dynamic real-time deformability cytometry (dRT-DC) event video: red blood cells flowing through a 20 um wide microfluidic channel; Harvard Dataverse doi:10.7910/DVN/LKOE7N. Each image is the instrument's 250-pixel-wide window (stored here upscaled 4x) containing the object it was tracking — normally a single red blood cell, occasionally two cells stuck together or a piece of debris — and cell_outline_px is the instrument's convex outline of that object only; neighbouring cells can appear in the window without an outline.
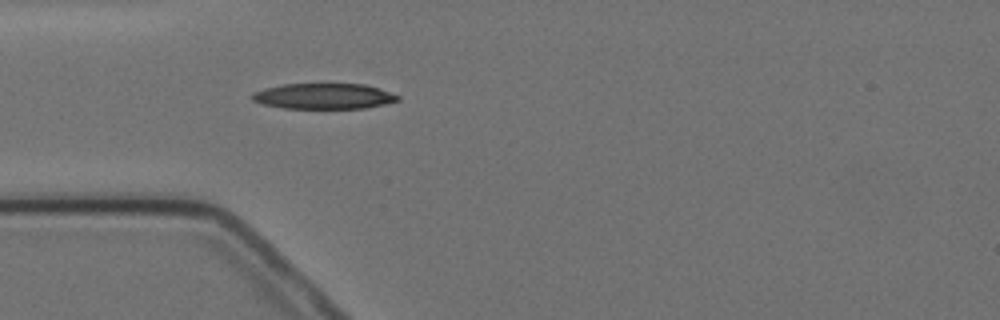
{"species": "Egyptian fruit bat (a non-hibernating species)", "species_latin": "Rousettus aegyptiacus", "temperature_condition": "cold", "stored_images_in_passage": 4, "camera_frame_rate_fps": 3000, "um_per_image_px": 0.085, "animal": {"sex": "female"}, "frame": {"image": 1, "passage_image": 4, "time_ms": 3.667, "image_size_px": [1000, 320], "cell_outline_px": [[400, 100], [384, 104], [364, 108], [284, 108], [264, 104], [252, 100], [252, 92], [264, 88], [280, 84], [364, 84], [380, 88], [400, 96]], "centroid_in_image_um": [27.52, 8.17], "position_along_channel_um": 57.5, "area_um2": 21.73}}